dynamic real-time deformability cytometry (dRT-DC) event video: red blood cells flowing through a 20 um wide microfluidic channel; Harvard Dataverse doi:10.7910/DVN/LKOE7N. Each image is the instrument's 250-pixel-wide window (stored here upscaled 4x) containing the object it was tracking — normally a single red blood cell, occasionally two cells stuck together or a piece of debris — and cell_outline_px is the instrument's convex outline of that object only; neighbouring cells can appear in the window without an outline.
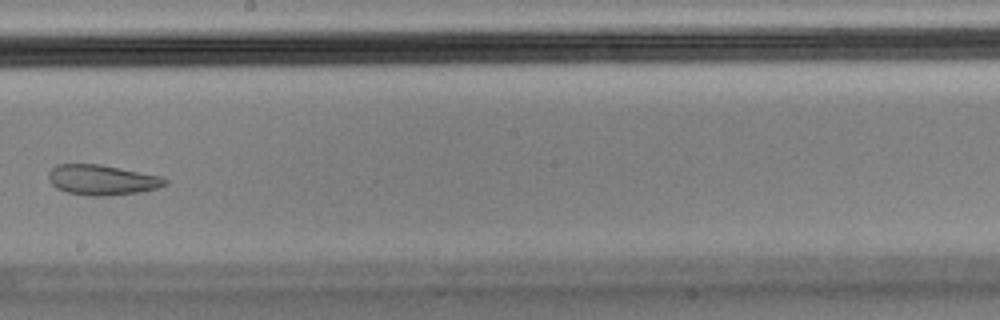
{"species": "Egyptian fruit bat (a non-hibernating species)", "species_latin": "Rousettus aegyptiacus", "temperature_condition": "cold", "stored_images_in_passage": 10, "camera_frame_rate_fps": 3000, "um_per_image_px": 0.085, "animal": {"sex": "male"}, "frame": {"image": 1, "passage_image": 9, "time_ms": 2.667, "image_size_px": [1000, 320], "cell_outline_px": [[168, 184], [160, 188], [140, 192], [104, 196], [88, 196], [68, 192], [56, 188], [48, 180], [48, 172], [56, 164], [100, 164], [160, 176], [168, 180]], "centroid_in_image_um": [8.67, 15.29], "position_along_channel_um": 239.5, "area_um2": 20.63}}